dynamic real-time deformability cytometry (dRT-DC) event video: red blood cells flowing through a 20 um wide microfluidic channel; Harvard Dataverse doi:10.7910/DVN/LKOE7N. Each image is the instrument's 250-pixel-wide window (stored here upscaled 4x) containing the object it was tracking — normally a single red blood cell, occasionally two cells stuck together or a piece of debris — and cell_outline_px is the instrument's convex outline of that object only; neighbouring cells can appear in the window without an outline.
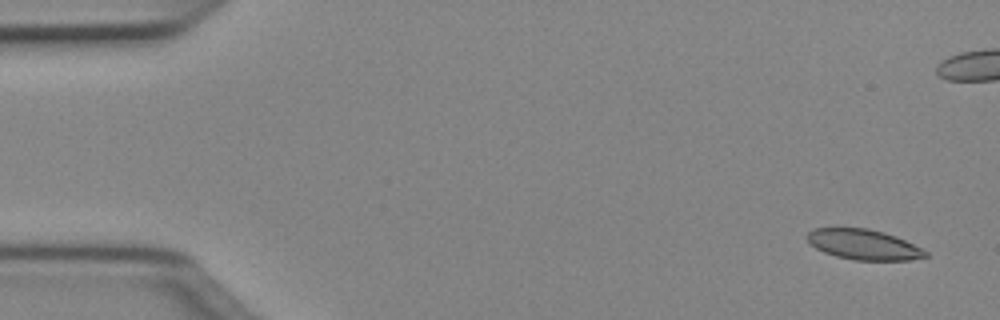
{"species": "Egyptian fruit bat (a non-hibernating species)", "species_latin": "Rousettus aegyptiacus", "temperature_condition": "cold", "stored_images_in_passage": 13, "camera_frame_rate_fps": 3000, "um_per_image_px": 0.085, "animal": {"sex": "female"}, "frame": {"image": 1, "passage_image": 3, "time_ms": 0.667, "image_size_px": [1000, 320], "cell_outline_px": [[928, 256], [908, 260], [856, 260], [836, 256], [824, 252], [808, 244], [804, 236], [812, 228], [868, 228], [884, 232], [896, 236], [928, 252]], "centroid_in_image_um": [73.34, 20.77], "position_along_channel_um": 11.7, "area_um2": 20.92}}